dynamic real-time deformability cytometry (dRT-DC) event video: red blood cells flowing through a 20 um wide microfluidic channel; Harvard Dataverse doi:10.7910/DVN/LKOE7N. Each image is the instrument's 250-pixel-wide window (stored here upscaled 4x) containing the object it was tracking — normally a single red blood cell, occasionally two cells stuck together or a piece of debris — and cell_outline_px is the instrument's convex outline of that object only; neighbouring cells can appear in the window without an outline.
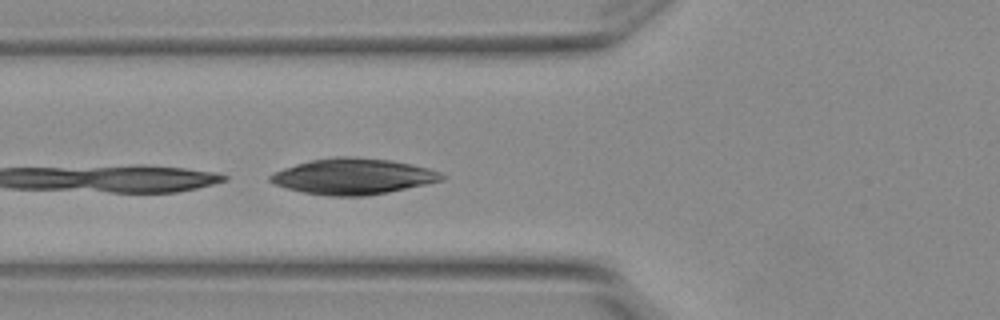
{"species": "Egyptian fruit bat (a non-hibernating species)", "species_latin": "Rousettus aegyptiacus", "temperature_condition": "warm", "stored_images_in_passage": 4, "camera_frame_rate_fps": 3000, "um_per_image_px": 0.085, "animal": {"sex": "female"}, "frame": {"image": 1, "passage_image": 4, "time_ms": 1.0, "image_size_px": [1000, 320], "cell_outline_px": [[448, 176], [444, 180], [428, 184], [388, 192], [364, 196], [328, 196], [304, 192], [272, 184], [268, 180], [268, 176], [272, 172], [296, 164], [312, 160], [336, 156], [352, 156], [392, 160], [412, 164], [428, 168], [440, 172]], "centroid_in_image_um": [30.03, 14.99], "position_along_channel_um": 95.8, "area_um2": 36.13}}